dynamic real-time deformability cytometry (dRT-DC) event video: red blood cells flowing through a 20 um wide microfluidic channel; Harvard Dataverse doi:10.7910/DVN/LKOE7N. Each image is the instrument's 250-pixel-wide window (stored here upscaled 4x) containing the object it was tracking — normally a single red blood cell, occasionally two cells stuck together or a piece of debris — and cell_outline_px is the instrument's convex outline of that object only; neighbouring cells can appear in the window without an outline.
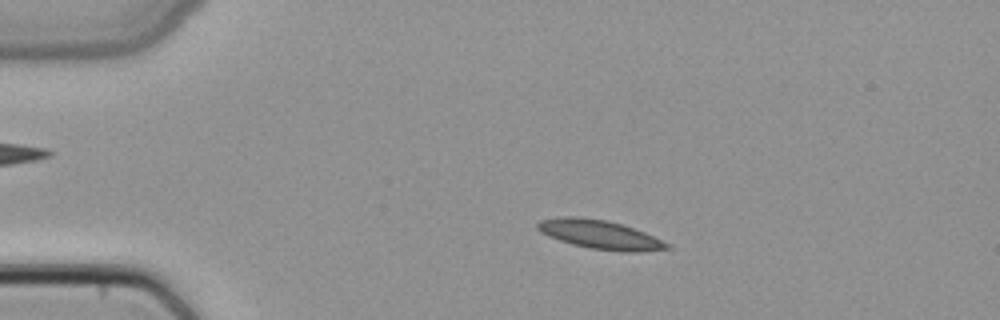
{"species": "common noctule bat (a hibernating species)", "species_latin": "Nyctalus noctula", "temperature_condition": "cold", "stored_images_in_passage": 4, "camera_frame_rate_fps": 3000, "um_per_image_px": 0.085, "animal": {"sex": "female", "body_mass_g": 22.7, "forearm_length_mm": 54.2}, "frame": {"image": 1, "passage_image": 3, "time_ms": 0.667, "image_size_px": [1000, 320], "cell_outline_px": [[672, 248], [640, 252], [624, 252], [588, 248], [572, 244], [548, 236], [540, 232], [536, 228], [536, 224], [540, 220], [564, 216], [576, 216], [608, 220], [644, 232], [672, 244]], "centroid_in_image_um": [51.0, 19.94], "position_along_channel_um": 34.0, "area_um2": 21.91}}